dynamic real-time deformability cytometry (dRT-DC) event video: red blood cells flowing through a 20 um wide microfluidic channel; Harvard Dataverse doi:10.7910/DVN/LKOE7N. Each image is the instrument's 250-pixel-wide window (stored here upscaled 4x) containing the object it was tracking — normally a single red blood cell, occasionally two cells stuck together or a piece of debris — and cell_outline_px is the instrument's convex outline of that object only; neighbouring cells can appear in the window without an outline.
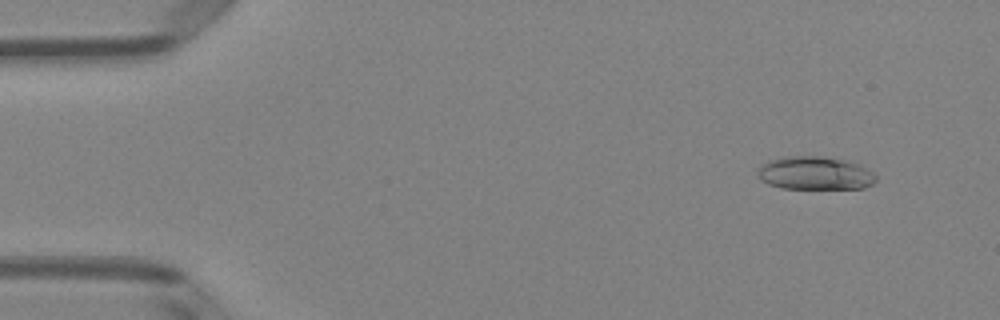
{"species": "Egyptian fruit bat (a non-hibernating species)", "species_latin": "Rousettus aegyptiacus", "temperature_condition": "room temperature", "stored_images_in_passage": 48, "camera_frame_rate_fps": 3000, "um_per_image_px": 0.085, "animal": {"sex": "female"}, "frame": {"image": 1, "passage_image": 2, "time_ms": 0.333, "image_size_px": [1000, 320], "cell_outline_px": [[876, 180], [872, 184], [864, 188], [780, 188], [768, 184], [760, 180], [760, 168], [768, 160], [784, 156], [816, 156], [844, 160], [860, 164], [872, 172], [876, 176]], "centroid_in_image_um": [69.29, 14.72], "position_along_channel_um": 15.7, "area_um2": 22.66}}
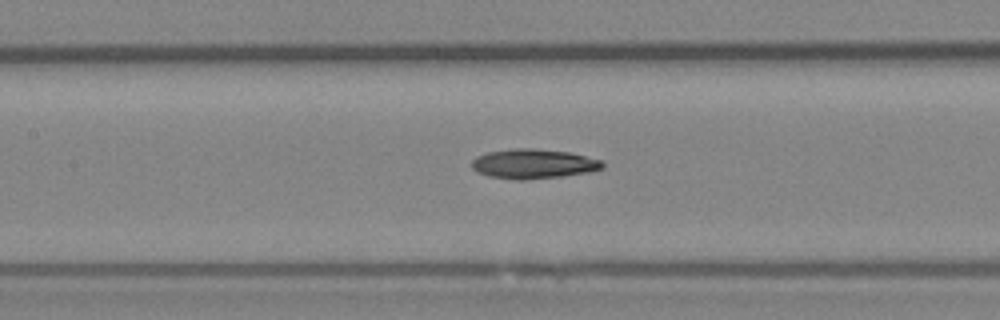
{"frame": {"image": 2, "passage_image": 21, "time_ms": 6.667, "image_size_px": [1000, 320], "cell_outline_px": [[604, 168], [588, 172], [560, 176], [524, 180], [512, 180], [488, 176], [472, 168], [472, 160], [476, 156], [488, 152], [512, 148], [536, 148], [568, 152], [604, 160]], "centroid_in_image_um": [45.35, 13.92], "position_along_channel_um": 162.1, "area_um2": 22.66}}
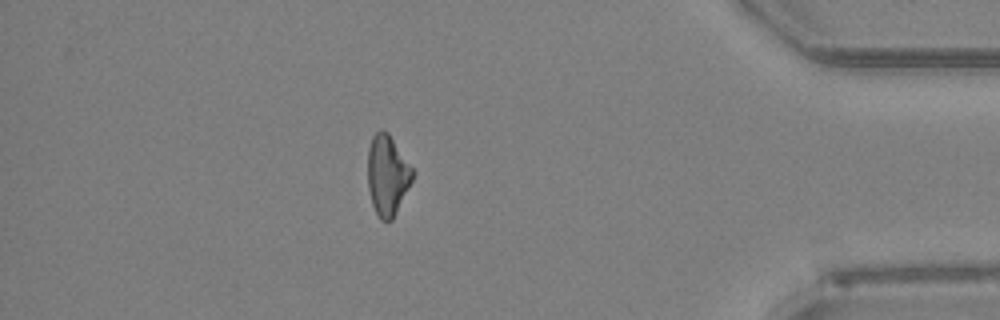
{"frame": {"image": 3, "passage_image": 42, "time_ms": 13.667, "image_size_px": [1000, 320], "cell_outline_px": [[412, 180], [392, 220], [380, 220], [372, 204], [368, 188], [368, 148], [372, 136], [380, 128], [388, 132], [412, 168]], "centroid_in_image_um": [32.9, 14.87], "position_along_channel_um": 402.3, "area_um2": 20.63}}